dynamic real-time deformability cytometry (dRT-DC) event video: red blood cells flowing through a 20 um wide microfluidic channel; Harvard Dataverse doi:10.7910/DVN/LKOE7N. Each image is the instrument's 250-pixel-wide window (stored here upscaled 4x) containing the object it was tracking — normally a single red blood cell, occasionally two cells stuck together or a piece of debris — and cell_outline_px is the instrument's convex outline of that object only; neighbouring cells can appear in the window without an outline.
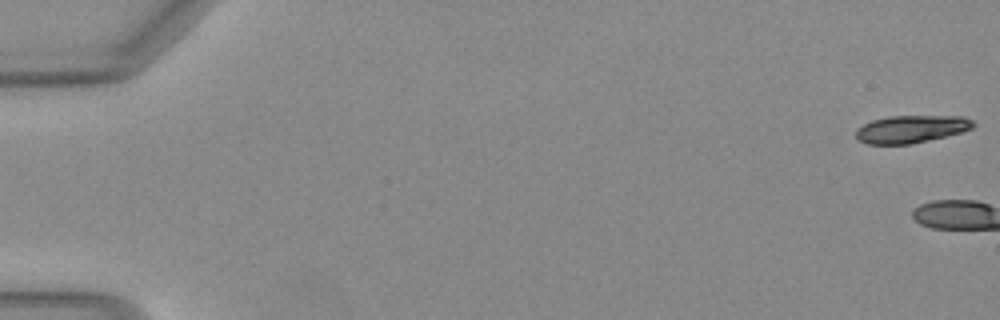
{"species": "Egyptian fruit bat (a non-hibernating species)", "species_latin": "Rousettus aegyptiacus", "temperature_condition": "warm", "stored_images_in_passage": 3, "camera_frame_rate_fps": 3000, "um_per_image_px": 0.085, "animal": {"sex": "female"}, "frame": {"image": 1, "passage_image": 1, "time_ms": 0.0, "image_size_px": [1000, 320], "cell_outline_px": [[976, 124], [972, 128], [964, 132], [912, 144], [868, 144], [856, 140], [856, 128], [872, 120], [888, 116], [964, 116], [972, 120]], "centroid_in_image_um": [77.46, 10.97], "position_along_channel_um": 7.5, "area_um2": 19.07}}